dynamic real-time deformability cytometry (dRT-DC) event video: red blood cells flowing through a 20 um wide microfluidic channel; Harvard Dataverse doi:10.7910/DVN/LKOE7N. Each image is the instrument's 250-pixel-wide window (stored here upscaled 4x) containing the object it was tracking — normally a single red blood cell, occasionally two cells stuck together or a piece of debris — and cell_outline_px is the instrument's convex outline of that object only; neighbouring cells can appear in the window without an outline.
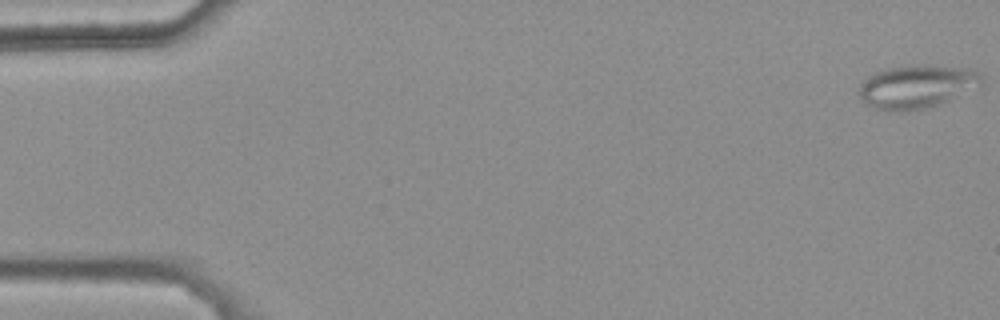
{"species": "common noctule bat (a hibernating species)", "species_latin": "Nyctalus noctula", "temperature_condition": "warm", "stored_images_in_passage": 48, "camera_frame_rate_fps": 3000, "um_per_image_px": 0.085, "animal": {"sex": "female", "body_mass_g": 25.1}, "frame": {"image": 1, "passage_image": 1, "time_ms": 0.0, "image_size_px": [1000, 320], "cell_outline_px": [[984, 84], [948, 100], [924, 108], [888, 112], [872, 108], [856, 92], [860, 80], [876, 72], [888, 68], [924, 64], [964, 68], [980, 72]], "centroid_in_image_um": [77.87, 7.35], "position_along_channel_um": 7.1, "area_um2": 30.92}}
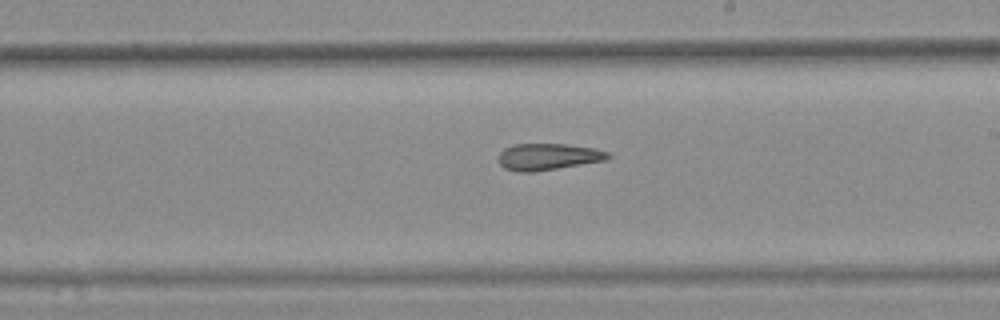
{"frame": {"image": 2, "passage_image": 31, "time_ms": 10.0, "image_size_px": [1000, 320], "cell_outline_px": [[612, 156], [604, 160], [536, 172], [516, 172], [504, 168], [500, 164], [500, 152], [504, 148], [516, 144], [568, 144], [596, 148], [608, 152]], "centroid_in_image_um": [46.59, 13.32], "position_along_channel_um": 242.4, "area_um2": 16.99}}
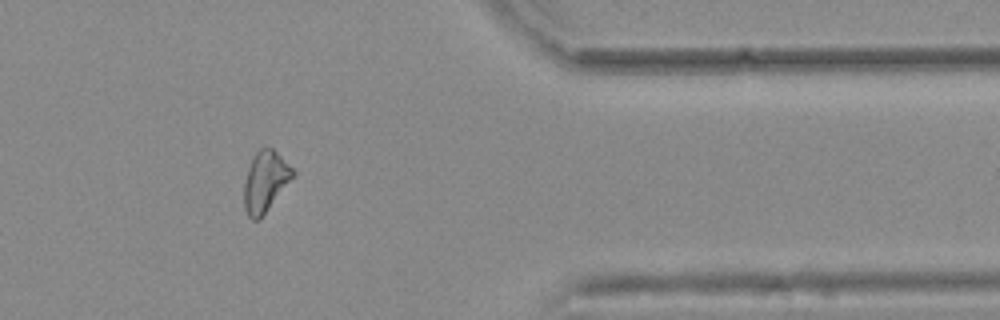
{"frame": {"image": 3, "passage_image": 44, "time_ms": 14.333, "image_size_px": [1000, 320], "cell_outline_px": [[296, 176], [260, 220], [252, 220], [248, 216], [244, 208], [244, 184], [248, 168], [256, 152], [260, 148], [272, 148], [296, 172]], "centroid_in_image_um": [22.57, 15.48], "position_along_channel_um": 388.8, "area_um2": 17.4}, "authors_computed_cell_mechanics": {"area_um2": 17.8891, "velocity_mm_per_s": 3.8229, "shape_relaxation_time_tau1_ms": null, "shape_relaxation_time_tau2_ms": 4.7714, "deformation_change_tau1": null, "deformation_change_tau2": 0.1471}}